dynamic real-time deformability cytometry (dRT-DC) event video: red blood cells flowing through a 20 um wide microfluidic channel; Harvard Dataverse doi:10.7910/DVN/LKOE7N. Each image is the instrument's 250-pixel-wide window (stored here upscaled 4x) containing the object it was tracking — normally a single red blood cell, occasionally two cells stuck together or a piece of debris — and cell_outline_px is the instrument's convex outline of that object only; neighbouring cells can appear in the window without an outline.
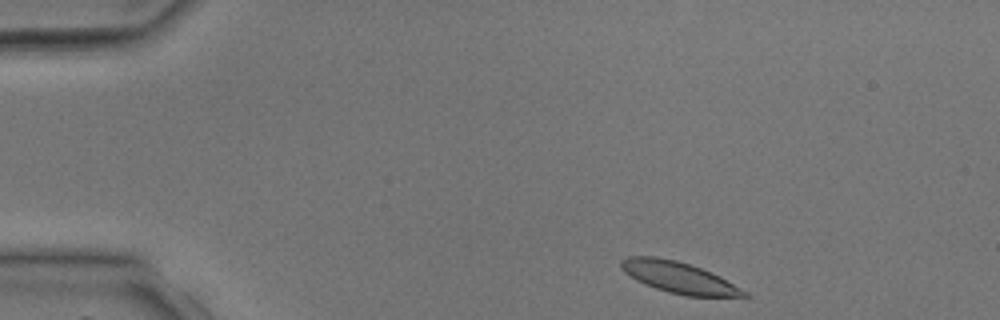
{"species": "common noctule bat (a hibernating species)", "species_latin": "Nyctalus noctula", "temperature_condition": "room temperature", "stored_images_in_passage": 35, "camera_frame_rate_fps": 3000, "um_per_image_px": 0.085, "animal": {"sex": "male", "body_mass_g": 17.9, "forearm_length_mm": 54.2}, "frame": {"image": 1, "passage_image": 1, "time_ms": 0.0, "image_size_px": [1000, 320], "cell_outline_px": [[748, 296], [684, 296], [668, 292], [656, 288], [636, 280], [624, 272], [620, 268], [620, 260], [628, 256], [656, 256], [676, 260], [700, 268], [720, 276], [748, 292]], "centroid_in_image_um": [57.66, 23.57], "position_along_channel_um": 27.3, "area_um2": 22.25}}
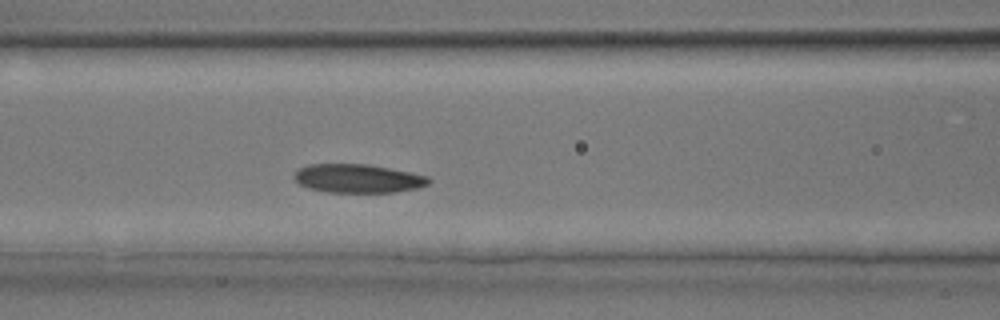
{"frame": {"image": 2, "passage_image": 12, "time_ms": 3.667, "image_size_px": [1000, 320], "cell_outline_px": [[432, 180], [428, 184], [416, 188], [392, 192], [328, 192], [308, 188], [300, 184], [292, 176], [300, 168], [308, 164], [368, 164], [428, 176]], "centroid_in_image_um": [30.4, 15.17], "position_along_channel_um": 136.2, "area_um2": 22.25}}
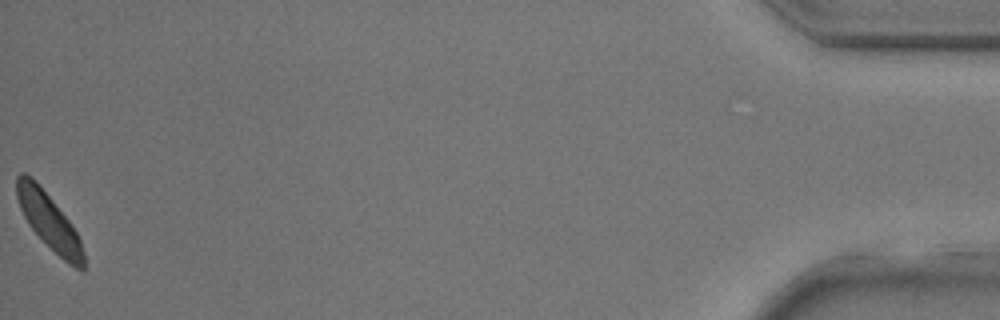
{"frame": {"image": 3, "passage_image": 35, "time_ms": 11.333, "image_size_px": [1000, 320], "cell_outline_px": [[84, 272], [68, 264], [28, 224], [20, 208], [16, 196], [16, 176], [20, 172], [24, 172], [32, 176], [36, 180], [68, 220], [76, 232], [80, 240], [84, 252]], "centroid_in_image_um": [4.14, 18.76], "position_along_channel_um": 431.1, "area_um2": 21.39}}